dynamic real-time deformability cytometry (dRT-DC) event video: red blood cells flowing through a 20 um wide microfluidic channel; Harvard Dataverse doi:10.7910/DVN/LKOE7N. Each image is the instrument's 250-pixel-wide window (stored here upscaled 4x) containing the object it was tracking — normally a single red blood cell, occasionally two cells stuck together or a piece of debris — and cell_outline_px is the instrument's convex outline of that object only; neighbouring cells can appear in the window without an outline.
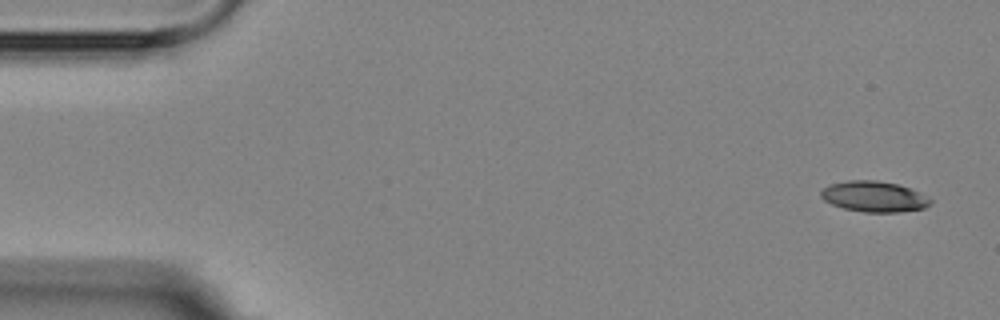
{"species": "Egyptian fruit bat (a non-hibernating species)", "species_latin": "Rousettus aegyptiacus", "temperature_condition": "room temperature", "stored_images_in_passage": 4, "camera_frame_rate_fps": 3000, "um_per_image_px": 0.085, "animal": {"sex": "female"}, "frame": {"image": 1, "passage_image": 1, "time_ms": 0.0, "image_size_px": [1000, 320], "cell_outline_px": [[932, 200], [924, 208], [900, 212], [864, 212], [844, 208], [832, 204], [824, 200], [820, 196], [820, 192], [828, 184], [848, 180], [876, 180], [896, 184], [920, 192]], "centroid_in_image_um": [74.26, 16.7], "position_along_channel_um": 10.7, "area_um2": 19.48}}